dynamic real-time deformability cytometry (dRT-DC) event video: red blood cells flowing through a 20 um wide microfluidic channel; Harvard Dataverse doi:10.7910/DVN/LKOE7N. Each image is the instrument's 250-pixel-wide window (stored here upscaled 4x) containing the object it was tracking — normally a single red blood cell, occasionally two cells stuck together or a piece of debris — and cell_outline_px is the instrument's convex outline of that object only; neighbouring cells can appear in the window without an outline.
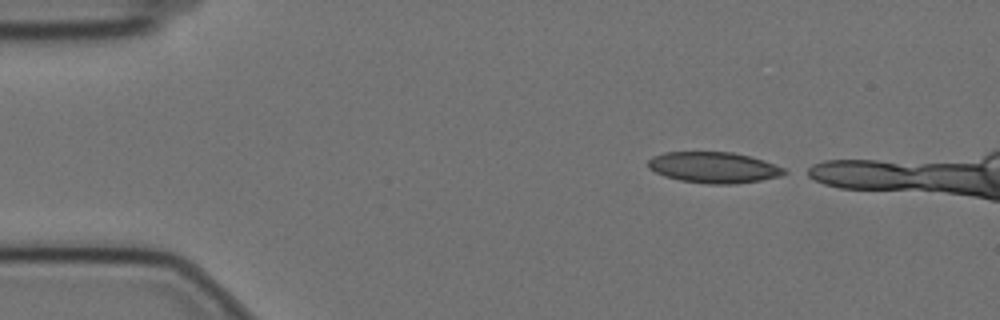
{"species": "Egyptian fruit bat (a non-hibernating species)", "species_latin": "Rousettus aegyptiacus", "temperature_condition": "cold", "stored_images_in_passage": 6, "camera_frame_rate_fps": 3000, "um_per_image_px": 0.085, "animal": {"sex": "female"}, "frame": {"image": 1, "passage_image": 1, "time_ms": 0.0, "image_size_px": [1000, 320], "cell_outline_px": [[788, 172], [780, 176], [760, 180], [732, 184], [708, 184], [680, 180], [664, 176], [648, 168], [648, 160], [652, 156], [664, 152], [732, 152], [764, 160], [784, 168]], "centroid_in_image_um": [60.65, 14.23], "position_along_channel_um": 24.4, "area_um2": 24.51}}